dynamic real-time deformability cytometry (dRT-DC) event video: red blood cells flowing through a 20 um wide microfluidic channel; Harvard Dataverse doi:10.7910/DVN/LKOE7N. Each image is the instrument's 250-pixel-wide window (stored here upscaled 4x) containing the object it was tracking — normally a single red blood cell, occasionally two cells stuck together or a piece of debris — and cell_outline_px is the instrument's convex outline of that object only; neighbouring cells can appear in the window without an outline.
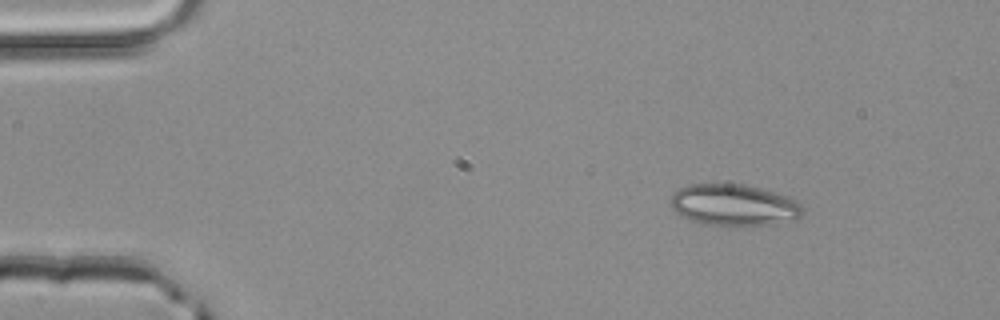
{"species": "common noctule bat (a hibernating species)", "species_latin": "Nyctalus noctula", "temperature_condition": "room temperature", "stored_images_in_passage": 5, "segment_of_instrument_passage": [2, 2], "camera_frame_rate_fps": 3000, "um_per_image_px": 0.085, "animal": {"sex": "male", "body_mass_g": 20.4}, "frame": {"image": 1, "passage_image": 5, "time_ms": 1.333, "image_size_px": [1000, 320], "cell_outline_px": [[804, 212], [800, 216], [768, 224], [704, 224], [680, 216], [672, 208], [672, 192], [688, 184], [740, 184], [760, 188], [788, 196], [796, 200], [804, 208]], "centroid_in_image_um": [62.34, 17.39], "position_along_channel_um": 22.7, "area_um2": 31.21}}